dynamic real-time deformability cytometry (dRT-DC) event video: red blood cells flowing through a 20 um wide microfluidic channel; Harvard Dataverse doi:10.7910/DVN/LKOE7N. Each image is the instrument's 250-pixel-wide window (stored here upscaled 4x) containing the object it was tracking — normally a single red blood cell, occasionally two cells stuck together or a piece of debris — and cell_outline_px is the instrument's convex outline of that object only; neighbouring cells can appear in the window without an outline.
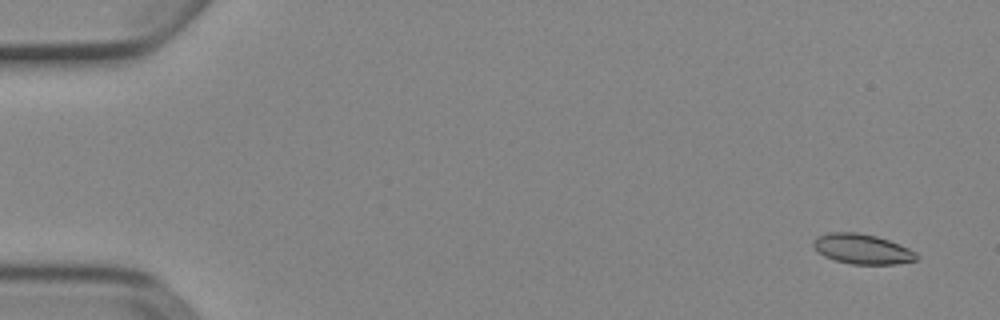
{"species": "Egyptian fruit bat (a non-hibernating species)", "species_latin": "Rousettus aegyptiacus", "temperature_condition": "cold", "stored_images_in_passage": 4, "camera_frame_rate_fps": 3000, "um_per_image_px": 0.085, "animal": {"sex": "female"}, "frame": {"image": 1, "passage_image": 1, "time_ms": 0.0, "image_size_px": [1000, 320], "cell_outline_px": [[916, 260], [896, 264], [852, 264], [836, 260], [824, 256], [816, 252], [812, 244], [812, 240], [816, 236], [828, 232], [856, 232], [876, 236], [900, 244], [916, 252]], "centroid_in_image_um": [73.23, 21.15], "position_along_channel_um": 11.8, "area_um2": 18.09}}
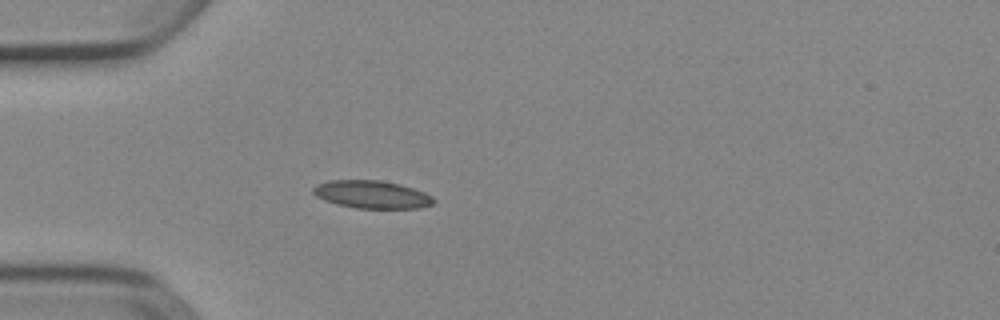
{"frame": {"image": 2, "passage_image": 4, "time_ms": 1.0, "image_size_px": [1000, 320], "cell_outline_px": [[436, 200], [432, 204], [420, 208], [356, 208], [336, 204], [324, 200], [316, 196], [312, 192], [312, 188], [316, 184], [328, 180], [380, 180], [400, 184], [424, 192], [432, 196]], "centroid_in_image_um": [31.58, 16.52], "position_along_channel_um": 53.4, "area_um2": 19.59}}